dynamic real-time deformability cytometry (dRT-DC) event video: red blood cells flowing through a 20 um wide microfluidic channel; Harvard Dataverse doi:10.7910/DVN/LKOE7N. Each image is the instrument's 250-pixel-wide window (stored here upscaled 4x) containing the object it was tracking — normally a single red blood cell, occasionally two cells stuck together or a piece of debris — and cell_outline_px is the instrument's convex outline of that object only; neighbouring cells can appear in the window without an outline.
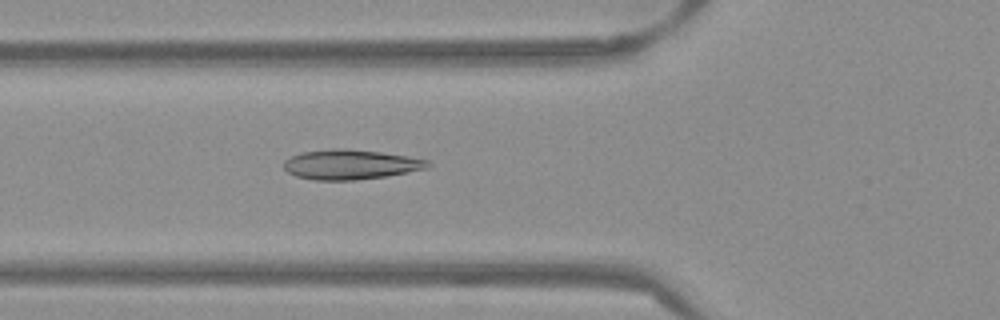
{"species": "Egyptian fruit bat (a non-hibernating species)", "species_latin": "Rousettus aegyptiacus", "temperature_condition": "warm", "stored_images_in_passage": 45, "camera_frame_rate_fps": 3000, "um_per_image_px": 0.085, "frame": {"image": 1, "passage_image": 12, "time_ms": 3.667, "image_size_px": [1000, 320], "cell_outline_px": [[432, 164], [428, 168], [408, 172], [384, 176], [356, 180], [312, 180], [296, 176], [288, 172], [284, 168], [284, 160], [300, 152], [332, 148], [348, 148], [380, 152], [408, 156], [428, 160]], "centroid_in_image_um": [29.78, 13.97], "position_along_channel_um": 96.0, "area_um2": 25.14}}
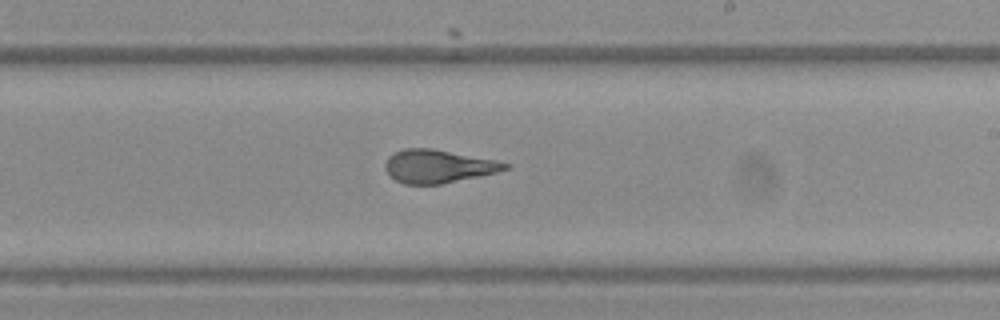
{"frame": {"image": 2, "passage_image": 24, "time_ms": 7.667, "image_size_px": [1000, 320], "cell_outline_px": [[512, 164], [508, 168], [496, 172], [440, 184], [404, 184], [396, 180], [384, 168], [384, 164], [388, 156], [404, 148], [432, 148], [496, 160]], "centroid_in_image_um": [37.23, 14.12], "position_along_channel_um": 251.8, "area_um2": 22.95}}
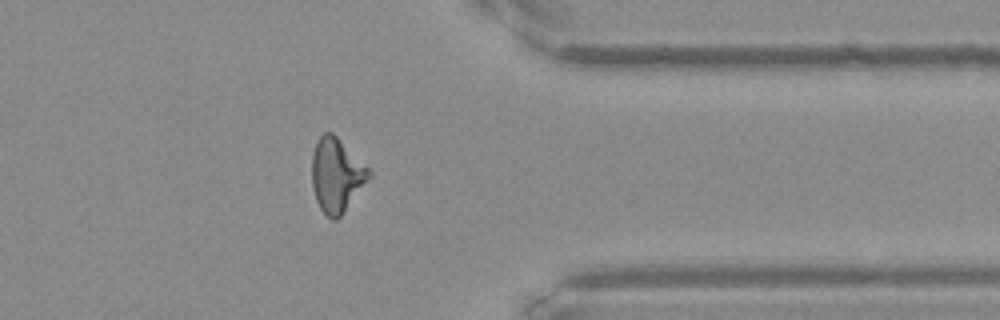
{"frame": {"image": 3, "passage_image": 35, "time_ms": 11.333, "image_size_px": [1000, 320], "cell_outline_px": [[372, 176], [344, 212], [336, 220], [332, 220], [320, 208], [316, 200], [312, 184], [312, 152], [320, 136], [324, 132], [332, 132], [372, 172]], "centroid_in_image_um": [28.6, 14.9], "position_along_channel_um": 382.8, "area_um2": 24.33}, "authors_computed_cell_mechanics": {"area_um2": 23.987, "velocity_mm_per_s": 3.8727, "shape_relaxation_time_tau1_ms": 8.6, "shape_relaxation_time_tau2_ms": 1.1511, "deformation_change_tau1": 0.2324, "deformation_change_tau2": 0.0885}}